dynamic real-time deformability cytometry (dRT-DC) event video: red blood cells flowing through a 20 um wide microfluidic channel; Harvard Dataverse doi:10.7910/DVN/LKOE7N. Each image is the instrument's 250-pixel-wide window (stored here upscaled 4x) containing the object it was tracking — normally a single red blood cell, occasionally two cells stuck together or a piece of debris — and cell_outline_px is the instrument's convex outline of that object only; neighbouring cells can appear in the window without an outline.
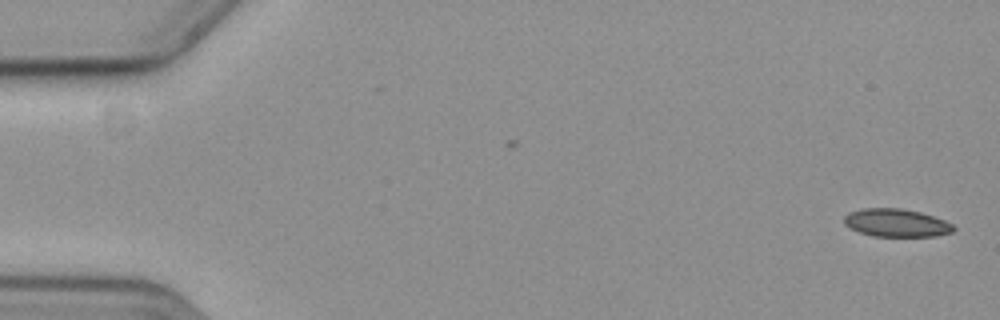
{"species": "common noctule bat (a hibernating species)", "species_latin": "Nyctalus noctula", "temperature_condition": "cold", "stored_images_in_passage": 57, "camera_frame_rate_fps": 3000, "um_per_image_px": 0.085, "animal": {"sex": "female", "body_mass_g": 19.3, "forearm_length_mm": 54.1}, "frame": {"image": 1, "passage_image": 1, "time_ms": 0.0, "image_size_px": [1000, 320], "cell_outline_px": [[956, 228], [952, 232], [936, 236], [872, 236], [860, 232], [844, 224], [844, 216], [848, 212], [864, 208], [900, 208], [920, 212], [944, 220], [952, 224]], "centroid_in_image_um": [76.18, 18.94], "position_along_channel_um": 8.8, "area_um2": 17.74}}
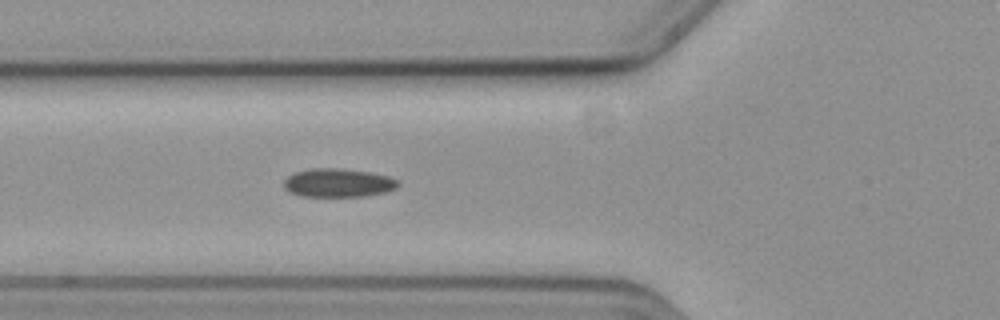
{"frame": {"image": 2, "passage_image": 21, "time_ms": 6.667, "image_size_px": [1000, 320], "cell_outline_px": [[400, 184], [396, 188], [384, 192], [364, 196], [300, 196], [288, 192], [284, 188], [284, 180], [288, 176], [296, 172], [312, 168], [340, 168], [368, 172], [388, 176], [400, 180]], "centroid_in_image_um": [28.74, 15.54], "position_along_channel_um": 97.1, "area_um2": 19.02}}
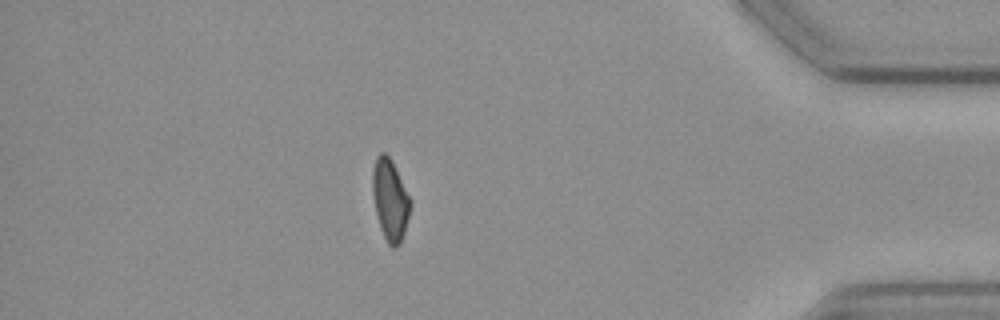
{"frame": {"image": 3, "passage_image": 50, "time_ms": 16.333, "image_size_px": [1000, 320], "cell_outline_px": [[412, 204], [404, 232], [400, 244], [396, 248], [392, 248], [388, 244], [380, 228], [376, 212], [372, 192], [372, 168], [376, 156], [380, 152], [384, 152], [392, 160], [412, 200]], "centroid_in_image_um": [33.16, 16.96], "position_along_channel_um": 402.0, "area_um2": 18.15}, "authors_computed_cell_mechanics": {"area_um2": 18.6116, "velocity_mm_per_s": 3.6005, "shape_relaxation_time_tau1_ms": null, "shape_relaxation_time_tau2_ms": 10.3297, "deformation_change_tau1": null, "deformation_change_tau2": 0.1602}}